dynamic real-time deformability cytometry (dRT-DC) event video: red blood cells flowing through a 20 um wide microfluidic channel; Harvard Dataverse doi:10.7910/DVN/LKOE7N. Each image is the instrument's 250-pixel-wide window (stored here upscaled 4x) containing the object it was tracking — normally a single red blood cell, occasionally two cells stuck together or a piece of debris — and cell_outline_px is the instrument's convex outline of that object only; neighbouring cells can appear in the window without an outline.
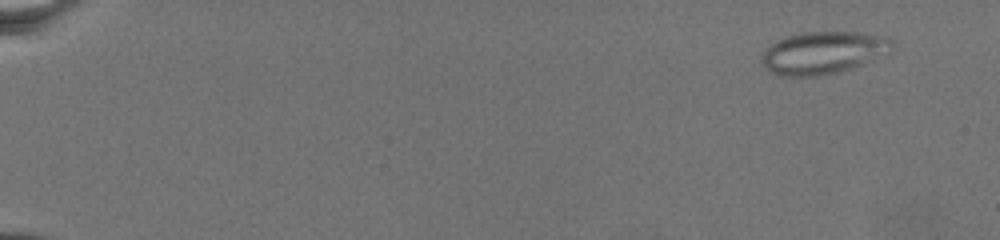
{"species": "common noctule bat (a hibernating species)", "species_latin": "Nyctalus noctula", "temperature_condition": "warm", "stored_images_in_passage": 17, "camera_frame_rate_fps": 3000, "um_per_image_px": 0.085, "animal": {"sex": "female", "body_mass_g": 19.5, "forearm_length_mm": 54.1}, "frame": {"image": 1, "passage_image": 6, "time_ms": 1.667, "image_size_px": [1000, 240], "cell_outline_px": [[896, 44], [892, 52], [852, 68], [820, 76], [784, 76], [772, 72], [760, 64], [760, 56], [772, 44], [788, 36], [800, 32], [860, 32], [888, 36]], "centroid_in_image_um": [70.03, 4.47], "position_along_channel_um": 15.0, "area_um2": 32.48}}